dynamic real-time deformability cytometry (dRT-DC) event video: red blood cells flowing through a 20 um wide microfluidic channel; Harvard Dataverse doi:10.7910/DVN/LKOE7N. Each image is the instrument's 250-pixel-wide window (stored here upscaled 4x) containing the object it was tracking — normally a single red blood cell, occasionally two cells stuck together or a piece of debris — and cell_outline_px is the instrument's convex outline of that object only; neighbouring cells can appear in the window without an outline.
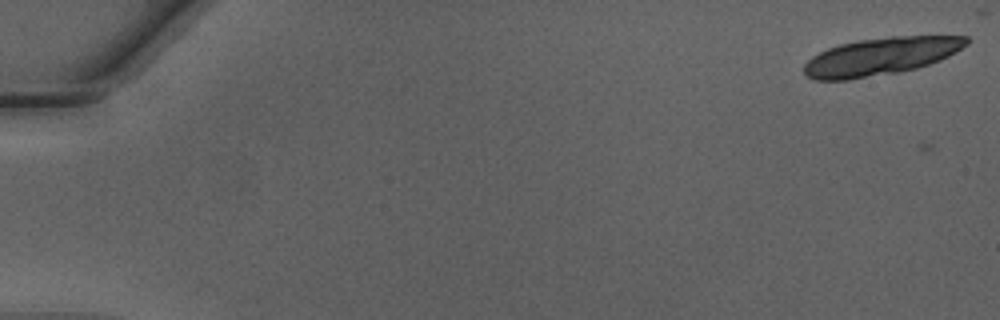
{"species": "Egyptian fruit bat (a non-hibernating species)", "species_latin": "Rousettus aegyptiacus", "temperature_condition": "warm", "stored_images_in_passage": 4, "camera_frame_rate_fps": 3000, "um_per_image_px": 0.085, "animal": {"sex": "male"}, "frame": {"image": 1, "passage_image": 3, "time_ms": 0.667, "image_size_px": [1000, 320], "cell_outline_px": [[972, 40], [968, 44], [956, 52], [940, 60], [916, 68], [900, 72], [848, 80], [812, 80], [804, 76], [804, 64], [812, 56], [828, 48], [840, 44], [856, 40], [888, 36], [968, 36]], "centroid_in_image_um": [74.85, 4.79], "position_along_channel_um": 10.1, "area_um2": 35.89}}